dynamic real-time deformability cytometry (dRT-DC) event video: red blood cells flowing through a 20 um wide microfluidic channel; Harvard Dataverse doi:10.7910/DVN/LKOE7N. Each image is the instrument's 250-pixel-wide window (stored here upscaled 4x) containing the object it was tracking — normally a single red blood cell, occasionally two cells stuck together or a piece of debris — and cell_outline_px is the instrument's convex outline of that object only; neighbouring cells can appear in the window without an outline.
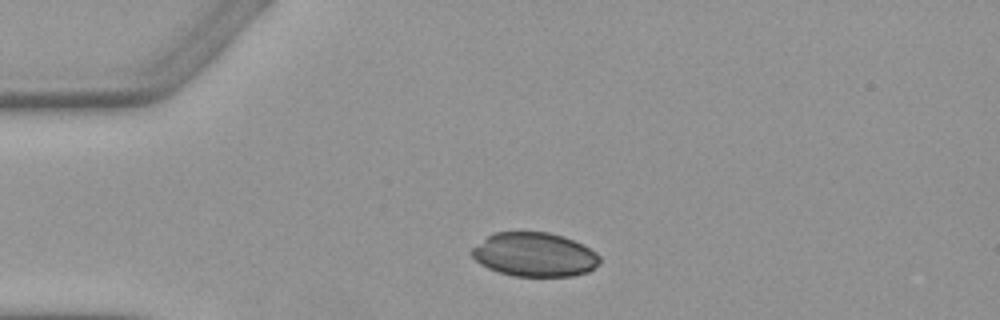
{"species": "Egyptian fruit bat (a non-hibernating species)", "species_latin": "Rousettus aegyptiacus", "temperature_condition": "warm", "stored_images_in_passage": 4, "camera_frame_rate_fps": 3000, "um_per_image_px": 0.085, "animal": {"sex": "female"}, "frame": {"image": 1, "passage_image": 2, "time_ms": 1.333, "image_size_px": [1000, 320], "cell_outline_px": [[600, 264], [588, 272], [572, 276], [512, 276], [488, 268], [480, 264], [472, 256], [472, 248], [488, 236], [496, 232], [548, 232], [564, 236], [596, 252], [600, 256]], "centroid_in_image_um": [45.45, 21.65], "position_along_channel_um": 39.6, "area_um2": 32.66}}
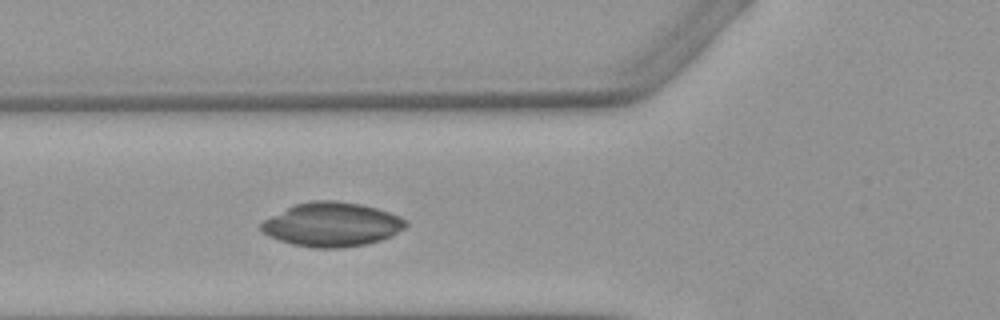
{"frame": {"image": 2, "passage_image": 4, "time_ms": 3.667, "image_size_px": [1000, 320], "cell_outline_px": [[408, 224], [404, 228], [392, 236], [368, 244], [340, 248], [308, 248], [292, 244], [268, 236], [260, 228], [260, 224], [264, 220], [292, 204], [312, 200], [336, 200], [360, 204], [376, 208], [400, 216], [408, 220]], "centroid_in_image_um": [28.21, 19.08], "position_along_channel_um": 97.6, "area_um2": 37.45}}